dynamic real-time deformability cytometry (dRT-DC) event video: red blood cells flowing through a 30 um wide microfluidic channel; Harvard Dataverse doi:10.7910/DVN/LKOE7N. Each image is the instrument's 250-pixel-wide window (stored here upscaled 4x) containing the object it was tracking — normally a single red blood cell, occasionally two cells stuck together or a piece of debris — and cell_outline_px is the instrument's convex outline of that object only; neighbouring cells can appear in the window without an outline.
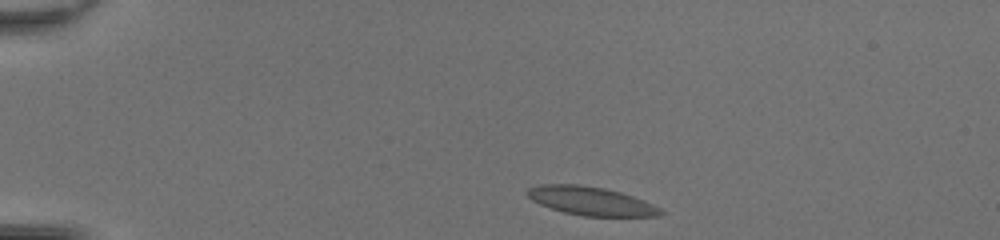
{"species": "common noctule bat (a hibernating species)", "species_latin": "Nyctalus noctula", "temperature_condition": "room temperature", "stored_images_in_passage": 40, "camera_frame_rate_fps": 3000, "um_per_image_px": 0.085, "animal": {"sex": "female", "body_mass_g": 20.0, "forearm_length_mm": 54.0}, "frame": {"image": 1, "passage_image": 2, "time_ms": 0.333, "image_size_px": [1000, 240], "cell_outline_px": [[664, 212], [660, 216], [584, 216], [564, 212], [540, 204], [532, 200], [528, 196], [528, 188], [540, 184], [580, 184], [604, 188], [620, 192], [644, 200], [660, 208]], "centroid_in_image_um": [50.24, 17.08], "position_along_channel_um": 34.8, "area_um2": 22.02}}
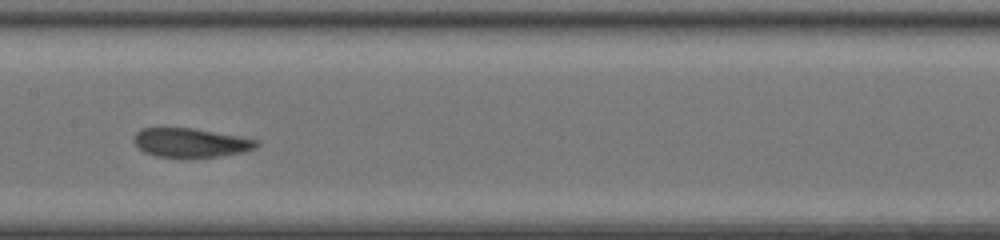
{"frame": {"image": 2, "passage_image": 18, "time_ms": 5.667, "image_size_px": [1000, 240], "cell_outline_px": [[260, 144], [256, 148], [244, 152], [220, 156], [156, 156], [144, 152], [132, 140], [136, 132], [140, 128], [192, 128], [240, 136], [260, 140]], "centroid_in_image_um": [16.24, 12.11], "position_along_channel_um": 191.2, "area_um2": 20.58}}
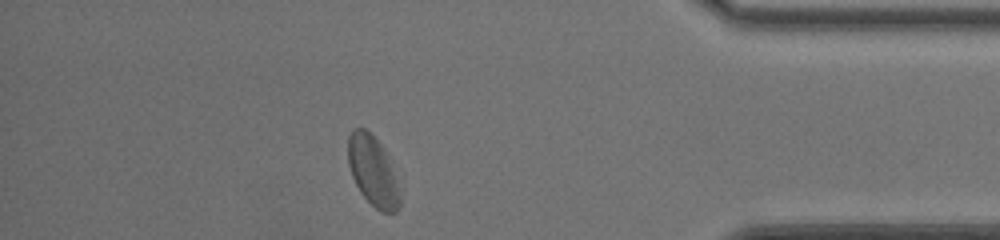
{"frame": {"image": 3, "passage_image": 35, "time_ms": 11.333, "image_size_px": [1000, 240], "cell_outline_px": [[400, 204], [396, 212], [380, 212], [360, 192], [352, 176], [348, 164], [348, 136], [352, 128], [364, 128], [384, 148], [400, 192]], "centroid_in_image_um": [31.67, 14.54], "position_along_channel_um": 403.5, "area_um2": 20.75}, "authors_computed_cell_mechanics": {"area_um2": 21.7617, "velocity_mm_per_s": 4.2622, "shape_relaxation_time_tau1_ms": 2.9849, "shape_relaxation_time_tau2_ms": 1.0563, "deformation_change_tau1": 0.1344, "deformation_change_tau2": 0.0747}}